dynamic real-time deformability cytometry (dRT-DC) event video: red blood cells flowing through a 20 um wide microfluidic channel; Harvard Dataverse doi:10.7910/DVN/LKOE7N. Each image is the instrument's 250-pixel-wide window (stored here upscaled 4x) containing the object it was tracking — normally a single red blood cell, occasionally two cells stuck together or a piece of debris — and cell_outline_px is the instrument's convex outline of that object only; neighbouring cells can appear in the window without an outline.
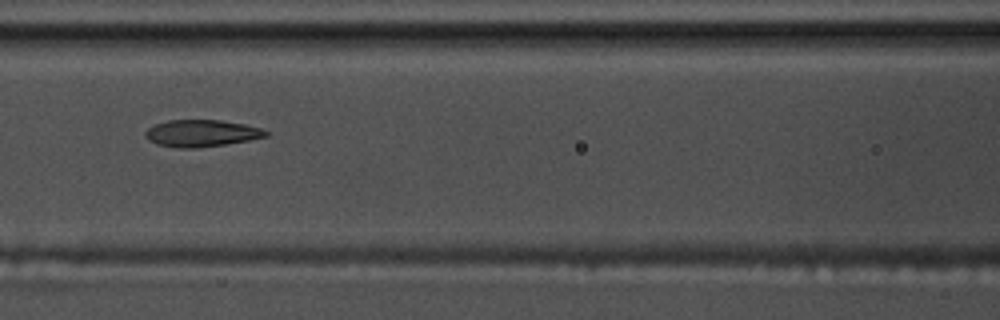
{"species": "common noctule bat (a hibernating species)", "species_latin": "Nyctalus noctula", "temperature_condition": "warm", "stored_images_in_passage": 22, "camera_frame_rate_fps": 3000, "um_per_image_px": 0.085, "animal": {"sex": "male", "body_mass_g": 17.5, "forearm_length_mm": 52.3}, "frame": {"image": 1, "passage_image": 7, "time_ms": 2.0, "image_size_px": [1000, 320], "cell_outline_px": [[268, 136], [248, 140], [224, 144], [196, 148], [176, 148], [156, 144], [148, 140], [144, 136], [144, 132], [148, 128], [156, 124], [168, 120], [220, 120], [244, 124], [260, 128], [268, 132]], "centroid_in_image_um": [17.08, 11.33], "position_along_channel_um": 149.5, "area_um2": 18.84}}
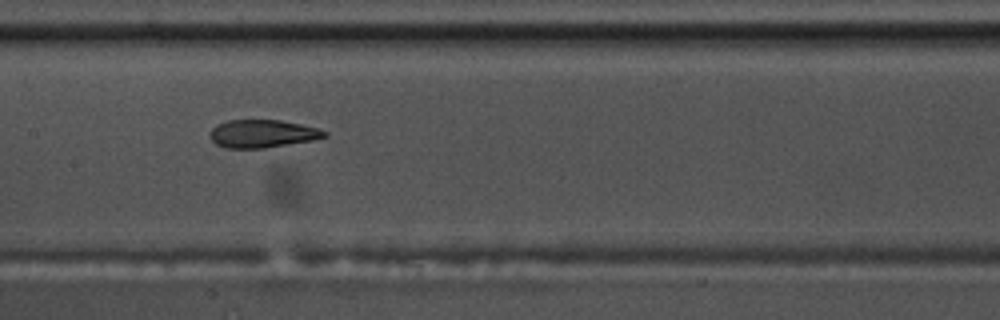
{"frame": {"image": 2, "passage_image": 10, "time_ms": 3.0, "image_size_px": [1000, 320], "cell_outline_px": [[328, 136], [312, 140], [264, 148], [224, 148], [216, 144], [208, 136], [208, 132], [216, 124], [228, 120], [280, 120], [300, 124], [316, 128], [328, 132]], "centroid_in_image_um": [22.25, 11.36], "position_along_channel_um": 185.1, "area_um2": 18.67}}
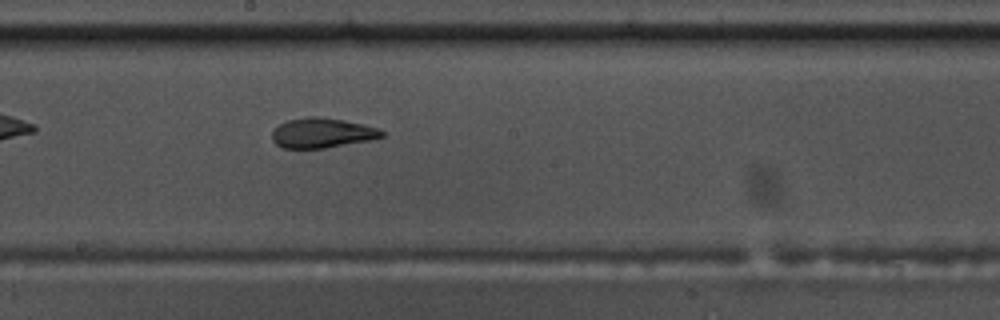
{"frame": {"image": 3, "passage_image": 13, "time_ms": 4.0, "image_size_px": [1000, 320], "cell_outline_px": [[384, 136], [368, 140], [324, 148], [284, 148], [276, 144], [272, 140], [272, 132], [280, 124], [288, 120], [308, 116], [320, 116], [344, 120], [376, 128], [384, 132]], "centroid_in_image_um": [27.33, 11.29], "position_along_channel_um": 220.9, "area_um2": 18.84}}